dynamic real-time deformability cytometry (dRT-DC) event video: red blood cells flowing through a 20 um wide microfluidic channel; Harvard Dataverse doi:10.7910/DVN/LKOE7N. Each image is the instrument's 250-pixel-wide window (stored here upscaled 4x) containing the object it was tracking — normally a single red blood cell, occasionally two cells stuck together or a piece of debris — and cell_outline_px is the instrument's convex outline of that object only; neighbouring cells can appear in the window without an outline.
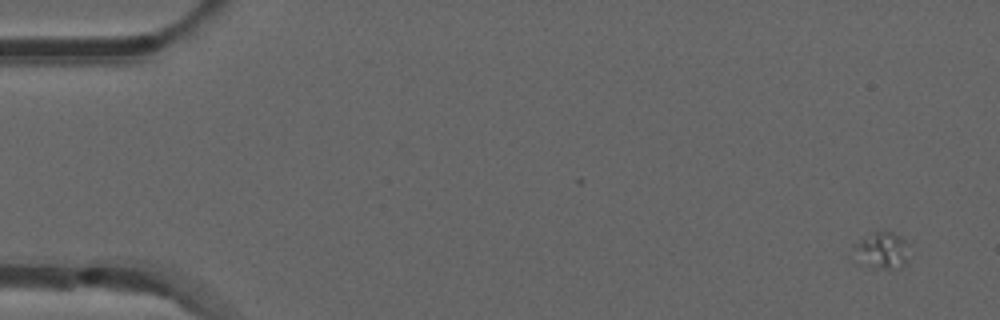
{"species": "common noctule bat (a hibernating species)", "species_latin": "Nyctalus noctula", "temperature_condition": "room temperature", "stored_images_in_passage": 19, "camera_frame_rate_fps": 3000, "um_per_image_px": 0.085, "animal": {"sex": "male", "forearm_length_mm": 52.5}, "frame": {"image": 1, "passage_image": 4, "time_ms": 1.0, "image_size_px": [1000, 320], "cell_outline_px": [[904, 264], [900, 268], [872, 268], [852, 264], [852, 244], [872, 232], [884, 228], [900, 236], [904, 240]], "centroid_in_image_um": [74.74, 21.29], "position_along_channel_um": 10.3, "area_um2": 12.31}}